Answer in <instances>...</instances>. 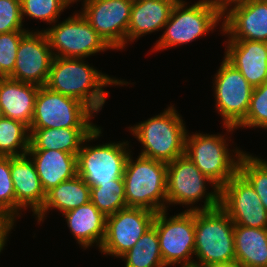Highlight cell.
<instances>
[{
  "mask_svg": "<svg viewBox=\"0 0 267 267\" xmlns=\"http://www.w3.org/2000/svg\"><path fill=\"white\" fill-rule=\"evenodd\" d=\"M88 202H90V186L76 175L49 190L43 207L34 216L40 224L51 209H57L63 214Z\"/></svg>",
  "mask_w": 267,
  "mask_h": 267,
  "instance_id": "25",
  "label": "cell"
},
{
  "mask_svg": "<svg viewBox=\"0 0 267 267\" xmlns=\"http://www.w3.org/2000/svg\"><path fill=\"white\" fill-rule=\"evenodd\" d=\"M11 177L16 196V217L21 210L31 208L36 215L43 207L46 193L42 188L31 157L26 155L11 157Z\"/></svg>",
  "mask_w": 267,
  "mask_h": 267,
  "instance_id": "19",
  "label": "cell"
},
{
  "mask_svg": "<svg viewBox=\"0 0 267 267\" xmlns=\"http://www.w3.org/2000/svg\"><path fill=\"white\" fill-rule=\"evenodd\" d=\"M155 215L147 209L126 207L106 216V234L99 251L120 258L153 226Z\"/></svg>",
  "mask_w": 267,
  "mask_h": 267,
  "instance_id": "13",
  "label": "cell"
},
{
  "mask_svg": "<svg viewBox=\"0 0 267 267\" xmlns=\"http://www.w3.org/2000/svg\"><path fill=\"white\" fill-rule=\"evenodd\" d=\"M235 260L243 267H267V228L234 224Z\"/></svg>",
  "mask_w": 267,
  "mask_h": 267,
  "instance_id": "26",
  "label": "cell"
},
{
  "mask_svg": "<svg viewBox=\"0 0 267 267\" xmlns=\"http://www.w3.org/2000/svg\"><path fill=\"white\" fill-rule=\"evenodd\" d=\"M22 21L25 16L52 25L67 8L61 0H20Z\"/></svg>",
  "mask_w": 267,
  "mask_h": 267,
  "instance_id": "31",
  "label": "cell"
},
{
  "mask_svg": "<svg viewBox=\"0 0 267 267\" xmlns=\"http://www.w3.org/2000/svg\"><path fill=\"white\" fill-rule=\"evenodd\" d=\"M132 0H90L80 13L112 50H120L127 42Z\"/></svg>",
  "mask_w": 267,
  "mask_h": 267,
  "instance_id": "14",
  "label": "cell"
},
{
  "mask_svg": "<svg viewBox=\"0 0 267 267\" xmlns=\"http://www.w3.org/2000/svg\"><path fill=\"white\" fill-rule=\"evenodd\" d=\"M90 201L105 216L126 208L123 178L112 180V183H100L98 186L90 187Z\"/></svg>",
  "mask_w": 267,
  "mask_h": 267,
  "instance_id": "29",
  "label": "cell"
},
{
  "mask_svg": "<svg viewBox=\"0 0 267 267\" xmlns=\"http://www.w3.org/2000/svg\"><path fill=\"white\" fill-rule=\"evenodd\" d=\"M0 212L16 221V196L11 177V157L0 156Z\"/></svg>",
  "mask_w": 267,
  "mask_h": 267,
  "instance_id": "33",
  "label": "cell"
},
{
  "mask_svg": "<svg viewBox=\"0 0 267 267\" xmlns=\"http://www.w3.org/2000/svg\"><path fill=\"white\" fill-rule=\"evenodd\" d=\"M29 146V128L22 122L3 117L0 120V156L26 155Z\"/></svg>",
  "mask_w": 267,
  "mask_h": 267,
  "instance_id": "28",
  "label": "cell"
},
{
  "mask_svg": "<svg viewBox=\"0 0 267 267\" xmlns=\"http://www.w3.org/2000/svg\"><path fill=\"white\" fill-rule=\"evenodd\" d=\"M128 128L143 146L142 157L169 163L185 154L188 130L173 105Z\"/></svg>",
  "mask_w": 267,
  "mask_h": 267,
  "instance_id": "2",
  "label": "cell"
},
{
  "mask_svg": "<svg viewBox=\"0 0 267 267\" xmlns=\"http://www.w3.org/2000/svg\"><path fill=\"white\" fill-rule=\"evenodd\" d=\"M207 1L218 6L223 11L228 5L242 0H207Z\"/></svg>",
  "mask_w": 267,
  "mask_h": 267,
  "instance_id": "37",
  "label": "cell"
},
{
  "mask_svg": "<svg viewBox=\"0 0 267 267\" xmlns=\"http://www.w3.org/2000/svg\"><path fill=\"white\" fill-rule=\"evenodd\" d=\"M133 2L145 1V0H132ZM167 1H181V0H167Z\"/></svg>",
  "mask_w": 267,
  "mask_h": 267,
  "instance_id": "42",
  "label": "cell"
},
{
  "mask_svg": "<svg viewBox=\"0 0 267 267\" xmlns=\"http://www.w3.org/2000/svg\"><path fill=\"white\" fill-rule=\"evenodd\" d=\"M130 154L123 175L127 207L167 210V163Z\"/></svg>",
  "mask_w": 267,
  "mask_h": 267,
  "instance_id": "4",
  "label": "cell"
},
{
  "mask_svg": "<svg viewBox=\"0 0 267 267\" xmlns=\"http://www.w3.org/2000/svg\"><path fill=\"white\" fill-rule=\"evenodd\" d=\"M27 32L12 31L0 34V67L7 77L13 73L20 40Z\"/></svg>",
  "mask_w": 267,
  "mask_h": 267,
  "instance_id": "34",
  "label": "cell"
},
{
  "mask_svg": "<svg viewBox=\"0 0 267 267\" xmlns=\"http://www.w3.org/2000/svg\"><path fill=\"white\" fill-rule=\"evenodd\" d=\"M214 78L216 110L226 131L232 134L246 118L254 87L225 58Z\"/></svg>",
  "mask_w": 267,
  "mask_h": 267,
  "instance_id": "11",
  "label": "cell"
},
{
  "mask_svg": "<svg viewBox=\"0 0 267 267\" xmlns=\"http://www.w3.org/2000/svg\"><path fill=\"white\" fill-rule=\"evenodd\" d=\"M238 172L251 184L267 210V161L244 153L239 160Z\"/></svg>",
  "mask_w": 267,
  "mask_h": 267,
  "instance_id": "30",
  "label": "cell"
},
{
  "mask_svg": "<svg viewBox=\"0 0 267 267\" xmlns=\"http://www.w3.org/2000/svg\"><path fill=\"white\" fill-rule=\"evenodd\" d=\"M95 114L81 101L41 86L36 95L29 129L97 128L90 119Z\"/></svg>",
  "mask_w": 267,
  "mask_h": 267,
  "instance_id": "9",
  "label": "cell"
},
{
  "mask_svg": "<svg viewBox=\"0 0 267 267\" xmlns=\"http://www.w3.org/2000/svg\"><path fill=\"white\" fill-rule=\"evenodd\" d=\"M8 78L3 72H2V69L0 67V82L4 79Z\"/></svg>",
  "mask_w": 267,
  "mask_h": 267,
  "instance_id": "40",
  "label": "cell"
},
{
  "mask_svg": "<svg viewBox=\"0 0 267 267\" xmlns=\"http://www.w3.org/2000/svg\"><path fill=\"white\" fill-rule=\"evenodd\" d=\"M214 267H243L238 261H232V262H228V263H222V264H218Z\"/></svg>",
  "mask_w": 267,
  "mask_h": 267,
  "instance_id": "38",
  "label": "cell"
},
{
  "mask_svg": "<svg viewBox=\"0 0 267 267\" xmlns=\"http://www.w3.org/2000/svg\"><path fill=\"white\" fill-rule=\"evenodd\" d=\"M43 190L47 193L77 174V156L57 150H28Z\"/></svg>",
  "mask_w": 267,
  "mask_h": 267,
  "instance_id": "21",
  "label": "cell"
},
{
  "mask_svg": "<svg viewBox=\"0 0 267 267\" xmlns=\"http://www.w3.org/2000/svg\"><path fill=\"white\" fill-rule=\"evenodd\" d=\"M194 267L235 261L234 223L220 207L195 210Z\"/></svg>",
  "mask_w": 267,
  "mask_h": 267,
  "instance_id": "3",
  "label": "cell"
},
{
  "mask_svg": "<svg viewBox=\"0 0 267 267\" xmlns=\"http://www.w3.org/2000/svg\"><path fill=\"white\" fill-rule=\"evenodd\" d=\"M29 31L23 28L20 0H0V34Z\"/></svg>",
  "mask_w": 267,
  "mask_h": 267,
  "instance_id": "35",
  "label": "cell"
},
{
  "mask_svg": "<svg viewBox=\"0 0 267 267\" xmlns=\"http://www.w3.org/2000/svg\"><path fill=\"white\" fill-rule=\"evenodd\" d=\"M84 60L54 57L45 86L51 91L81 101L96 114L102 109L109 94L103 88L127 85L129 82L111 78Z\"/></svg>",
  "mask_w": 267,
  "mask_h": 267,
  "instance_id": "1",
  "label": "cell"
},
{
  "mask_svg": "<svg viewBox=\"0 0 267 267\" xmlns=\"http://www.w3.org/2000/svg\"><path fill=\"white\" fill-rule=\"evenodd\" d=\"M14 222L9 219L4 213L0 212V253L7 243V236L13 229Z\"/></svg>",
  "mask_w": 267,
  "mask_h": 267,
  "instance_id": "36",
  "label": "cell"
},
{
  "mask_svg": "<svg viewBox=\"0 0 267 267\" xmlns=\"http://www.w3.org/2000/svg\"><path fill=\"white\" fill-rule=\"evenodd\" d=\"M222 18L220 31L228 35V40L267 42V0L232 3L222 11Z\"/></svg>",
  "mask_w": 267,
  "mask_h": 267,
  "instance_id": "17",
  "label": "cell"
},
{
  "mask_svg": "<svg viewBox=\"0 0 267 267\" xmlns=\"http://www.w3.org/2000/svg\"><path fill=\"white\" fill-rule=\"evenodd\" d=\"M101 131L100 127L29 129L28 150H57L77 156L82 144L98 139L102 134Z\"/></svg>",
  "mask_w": 267,
  "mask_h": 267,
  "instance_id": "20",
  "label": "cell"
},
{
  "mask_svg": "<svg viewBox=\"0 0 267 267\" xmlns=\"http://www.w3.org/2000/svg\"><path fill=\"white\" fill-rule=\"evenodd\" d=\"M221 19L222 10L207 0H199L191 6L181 0L174 5L163 27L165 31L152 50L160 51L192 42L213 31Z\"/></svg>",
  "mask_w": 267,
  "mask_h": 267,
  "instance_id": "6",
  "label": "cell"
},
{
  "mask_svg": "<svg viewBox=\"0 0 267 267\" xmlns=\"http://www.w3.org/2000/svg\"><path fill=\"white\" fill-rule=\"evenodd\" d=\"M167 210L156 213L153 226L159 238L160 252L166 267L175 264L193 267L195 249V211L184 210L167 217Z\"/></svg>",
  "mask_w": 267,
  "mask_h": 267,
  "instance_id": "8",
  "label": "cell"
},
{
  "mask_svg": "<svg viewBox=\"0 0 267 267\" xmlns=\"http://www.w3.org/2000/svg\"><path fill=\"white\" fill-rule=\"evenodd\" d=\"M127 142H110L96 146L82 144L77 154V174L90 187L123 178L127 159L132 152L128 149Z\"/></svg>",
  "mask_w": 267,
  "mask_h": 267,
  "instance_id": "12",
  "label": "cell"
},
{
  "mask_svg": "<svg viewBox=\"0 0 267 267\" xmlns=\"http://www.w3.org/2000/svg\"><path fill=\"white\" fill-rule=\"evenodd\" d=\"M53 59L45 32L29 30L20 40L14 70L8 78L45 86Z\"/></svg>",
  "mask_w": 267,
  "mask_h": 267,
  "instance_id": "16",
  "label": "cell"
},
{
  "mask_svg": "<svg viewBox=\"0 0 267 267\" xmlns=\"http://www.w3.org/2000/svg\"><path fill=\"white\" fill-rule=\"evenodd\" d=\"M207 184L213 192L207 193ZM204 198L202 207L193 206ZM167 204L191 206L187 210H208L220 206V189L185 156L167 163Z\"/></svg>",
  "mask_w": 267,
  "mask_h": 267,
  "instance_id": "7",
  "label": "cell"
},
{
  "mask_svg": "<svg viewBox=\"0 0 267 267\" xmlns=\"http://www.w3.org/2000/svg\"><path fill=\"white\" fill-rule=\"evenodd\" d=\"M120 258H123L125 267H166L154 226L150 227L137 243Z\"/></svg>",
  "mask_w": 267,
  "mask_h": 267,
  "instance_id": "27",
  "label": "cell"
},
{
  "mask_svg": "<svg viewBox=\"0 0 267 267\" xmlns=\"http://www.w3.org/2000/svg\"><path fill=\"white\" fill-rule=\"evenodd\" d=\"M4 117V113H3V110H2V107L0 105V120Z\"/></svg>",
  "mask_w": 267,
  "mask_h": 267,
  "instance_id": "41",
  "label": "cell"
},
{
  "mask_svg": "<svg viewBox=\"0 0 267 267\" xmlns=\"http://www.w3.org/2000/svg\"><path fill=\"white\" fill-rule=\"evenodd\" d=\"M220 207L235 225L267 228V210L251 184L239 172L220 189Z\"/></svg>",
  "mask_w": 267,
  "mask_h": 267,
  "instance_id": "15",
  "label": "cell"
},
{
  "mask_svg": "<svg viewBox=\"0 0 267 267\" xmlns=\"http://www.w3.org/2000/svg\"><path fill=\"white\" fill-rule=\"evenodd\" d=\"M62 215L79 245L86 249L95 243L100 249L106 234V216L91 201Z\"/></svg>",
  "mask_w": 267,
  "mask_h": 267,
  "instance_id": "23",
  "label": "cell"
},
{
  "mask_svg": "<svg viewBox=\"0 0 267 267\" xmlns=\"http://www.w3.org/2000/svg\"><path fill=\"white\" fill-rule=\"evenodd\" d=\"M225 58L254 88L267 81V42L227 40Z\"/></svg>",
  "mask_w": 267,
  "mask_h": 267,
  "instance_id": "18",
  "label": "cell"
},
{
  "mask_svg": "<svg viewBox=\"0 0 267 267\" xmlns=\"http://www.w3.org/2000/svg\"><path fill=\"white\" fill-rule=\"evenodd\" d=\"M267 129V81L253 89L246 118L236 127Z\"/></svg>",
  "mask_w": 267,
  "mask_h": 267,
  "instance_id": "32",
  "label": "cell"
},
{
  "mask_svg": "<svg viewBox=\"0 0 267 267\" xmlns=\"http://www.w3.org/2000/svg\"><path fill=\"white\" fill-rule=\"evenodd\" d=\"M179 1L145 0L133 2L127 30V41L161 30L169 20L174 5Z\"/></svg>",
  "mask_w": 267,
  "mask_h": 267,
  "instance_id": "24",
  "label": "cell"
},
{
  "mask_svg": "<svg viewBox=\"0 0 267 267\" xmlns=\"http://www.w3.org/2000/svg\"><path fill=\"white\" fill-rule=\"evenodd\" d=\"M61 1L66 7H68L70 4L77 2L78 0H61ZM88 1L90 0H83L82 6H84Z\"/></svg>",
  "mask_w": 267,
  "mask_h": 267,
  "instance_id": "39",
  "label": "cell"
},
{
  "mask_svg": "<svg viewBox=\"0 0 267 267\" xmlns=\"http://www.w3.org/2000/svg\"><path fill=\"white\" fill-rule=\"evenodd\" d=\"M56 23L43 30L54 57L87 58L112 49L81 13Z\"/></svg>",
  "mask_w": 267,
  "mask_h": 267,
  "instance_id": "10",
  "label": "cell"
},
{
  "mask_svg": "<svg viewBox=\"0 0 267 267\" xmlns=\"http://www.w3.org/2000/svg\"><path fill=\"white\" fill-rule=\"evenodd\" d=\"M39 86L6 78L0 82V105L4 117L24 123H32Z\"/></svg>",
  "mask_w": 267,
  "mask_h": 267,
  "instance_id": "22",
  "label": "cell"
},
{
  "mask_svg": "<svg viewBox=\"0 0 267 267\" xmlns=\"http://www.w3.org/2000/svg\"><path fill=\"white\" fill-rule=\"evenodd\" d=\"M189 134L187 132L185 140V156L221 189L238 172L239 160L245 152L238 147L229 151L228 139L221 134Z\"/></svg>",
  "mask_w": 267,
  "mask_h": 267,
  "instance_id": "5",
  "label": "cell"
}]
</instances>
